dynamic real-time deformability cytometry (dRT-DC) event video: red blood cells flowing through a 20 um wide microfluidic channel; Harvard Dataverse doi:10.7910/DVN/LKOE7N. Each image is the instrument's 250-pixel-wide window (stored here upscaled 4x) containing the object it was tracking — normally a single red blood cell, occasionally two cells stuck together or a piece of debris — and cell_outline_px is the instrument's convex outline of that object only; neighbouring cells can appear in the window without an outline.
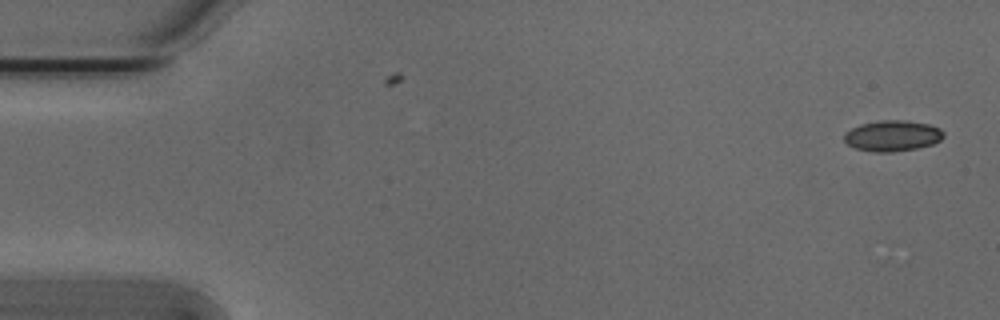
{"species": "Egyptian fruit bat (a non-hibernating species)", "species_latin": "Rousettus aegyptiacus", "temperature_condition": "cold", "stored_images_in_passage": 52, "camera_frame_rate_fps": 3000, "um_per_image_px": 0.085, "animal": {"sex": "male"}, "frame": {"image": 1, "passage_image": 1, "time_ms": 0.0, "image_size_px": [1000, 320], "cell_outline_px": [[944, 136], [940, 140], [932, 144], [916, 148], [892, 152], [872, 152], [856, 148], [848, 144], [844, 140], [844, 132], [860, 124], [880, 120], [908, 120], [928, 124], [940, 128], [944, 132]], "centroid_in_image_um": [75.85, 11.53], "position_along_channel_um": 9.1, "area_um2": 17.92}}
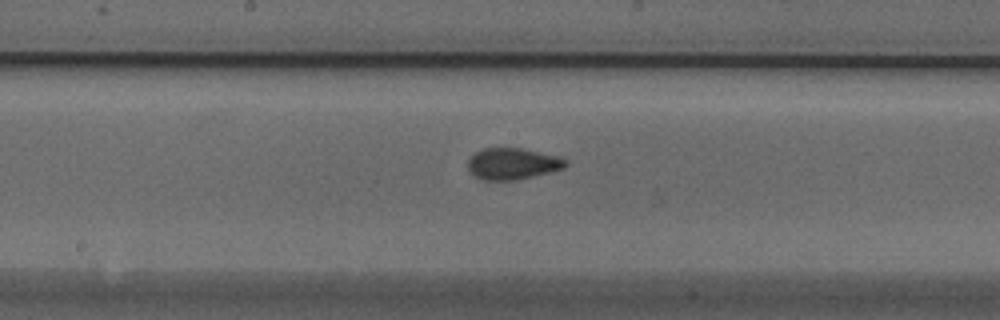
{"frame": {"image": 2, "passage_image": 27, "time_ms": 8.667, "image_size_px": [1000, 320], "cell_outline_px": [[568, 164], [564, 168], [516, 180], [484, 180], [468, 172], [468, 160], [476, 152], [484, 148], [520, 148], [560, 156], [568, 160]], "centroid_in_image_um": [43.58, 13.91], "position_along_channel_um": 204.6, "area_um2": 17.86}}
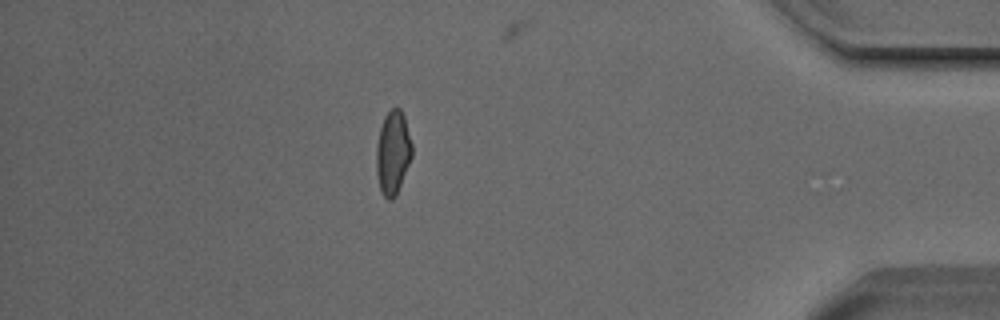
{"frame": {"image": 3, "passage_image": 46, "time_ms": 15.0, "image_size_px": [1000, 320], "cell_outline_px": [[412, 156], [396, 196], [392, 200], [388, 200], [380, 192], [376, 172], [376, 148], [380, 128], [384, 116], [392, 108], [400, 108], [404, 116], [412, 144]], "centroid_in_image_um": [33.38, 13.0], "position_along_channel_um": 401.8, "area_um2": 17.46}, "authors_computed_cell_mechanics": {"area_um2": 17.6868, "velocity_mm_per_s": 3.8124, "shape_relaxation_time_tau1_ms": 4.1119, "shape_relaxation_time_tau2_ms": 1.6415, "deformation_change_tau1": 0.0986, "deformation_change_tau2": 0.0508}}